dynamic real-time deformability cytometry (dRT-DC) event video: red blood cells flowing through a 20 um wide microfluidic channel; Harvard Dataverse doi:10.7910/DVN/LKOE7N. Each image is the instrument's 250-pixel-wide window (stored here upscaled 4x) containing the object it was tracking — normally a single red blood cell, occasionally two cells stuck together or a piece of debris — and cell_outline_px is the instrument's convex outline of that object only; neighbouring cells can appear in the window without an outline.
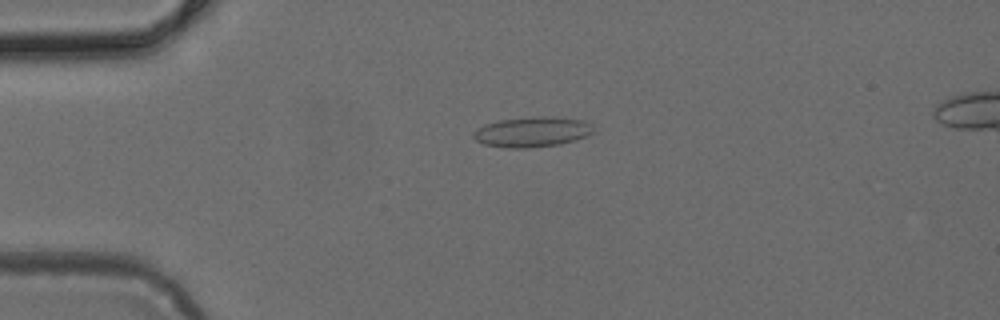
{"species": "common noctule bat (a hibernating species)", "species_latin": "Nyctalus noctula", "temperature_condition": "cold", "stored_images_in_passage": 4, "camera_frame_rate_fps": 3000, "um_per_image_px": 0.085, "animal": {"sex": "female", "body_mass_g": 24.6, "forearm_length_mm": 56.2}, "frame": {"image": 1, "passage_image": 4, "time_ms": 1.0, "image_size_px": [1000, 320], "cell_outline_px": [[592, 132], [588, 136], [576, 140], [560, 144], [528, 148], [508, 148], [484, 144], [476, 140], [472, 136], [472, 132], [476, 128], [484, 124], [500, 120], [540, 116], [544, 116], [580, 120], [592, 124]], "centroid_in_image_um": [45.19, 11.22], "position_along_channel_um": 39.8, "area_um2": 21.04}}